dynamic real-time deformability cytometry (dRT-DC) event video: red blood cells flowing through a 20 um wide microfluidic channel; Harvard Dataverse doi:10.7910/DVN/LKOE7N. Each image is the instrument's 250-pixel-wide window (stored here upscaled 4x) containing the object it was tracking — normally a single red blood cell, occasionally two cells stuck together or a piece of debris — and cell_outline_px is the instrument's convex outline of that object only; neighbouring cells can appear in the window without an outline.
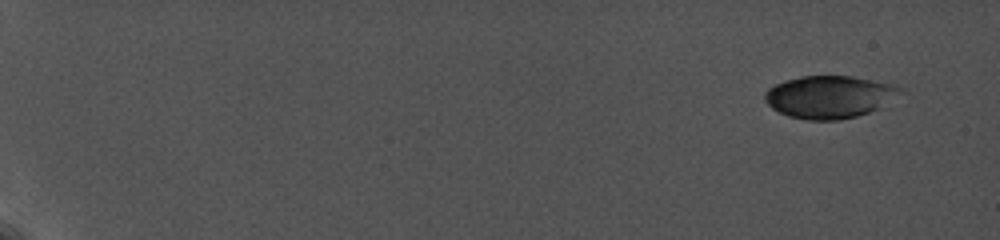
{"species": "common noctule bat (a hibernating species)", "species_latin": "Nyctalus noctula", "temperature_condition": "cold", "stored_images_in_passage": 8, "camera_frame_rate_fps": 5000, "um_per_image_px": 0.085, "animal": {"sex": "female", "body_mass_g": 19.0, "forearm_length_mm": 56.7}, "frame": {"image": 1, "passage_image": 2, "time_ms": 1.2, "image_size_px": [1000, 240], "cell_outline_px": [[908, 92], [884, 108], [856, 116], [840, 120], [808, 120], [788, 116], [772, 108], [764, 100], [764, 92], [768, 88], [784, 80], [800, 76], [852, 76], [896, 84]], "centroid_in_image_um": [70.62, 8.23], "position_along_channel_um": 14.4, "area_um2": 34.45}}